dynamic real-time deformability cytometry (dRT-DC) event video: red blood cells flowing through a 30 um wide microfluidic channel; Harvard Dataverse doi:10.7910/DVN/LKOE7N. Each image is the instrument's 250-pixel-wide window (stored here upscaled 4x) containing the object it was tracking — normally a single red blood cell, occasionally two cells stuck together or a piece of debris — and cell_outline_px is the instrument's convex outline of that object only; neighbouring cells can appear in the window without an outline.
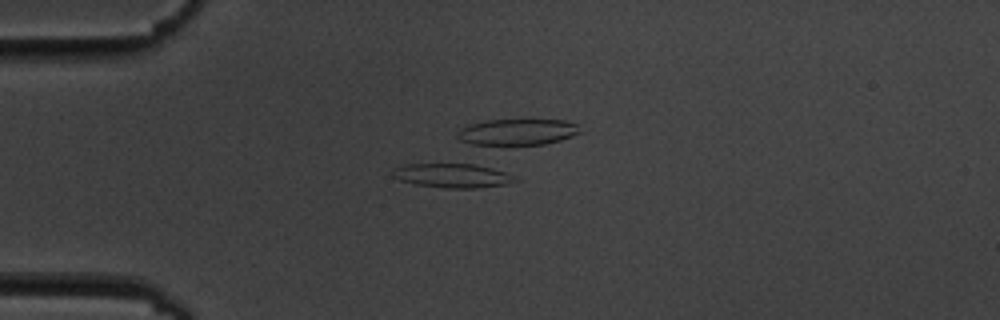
{"species": "common noctule bat (a hibernating species)", "species_latin": "Nyctalus noctula", "temperature_condition": "cold", "stored_images_in_passage": 14, "camera_frame_rate_fps": 3000, "um_per_image_px": 0.085, "animal": {"sex": "male", "body_mass_g": 19.5, "forearm_length_mm": 54.6}, "frame": {"image": 1, "passage_image": 3, "time_ms": 2.333, "image_size_px": [1000, 320], "cell_outline_px": [[512, 180], [504, 184], [476, 188], [448, 188], [416, 184], [400, 180], [392, 176], [392, 172], [396, 168], [404, 164], [476, 164], [492, 168], [504, 172], [512, 176]], "centroid_in_image_um": [38.37, 14.92], "position_along_channel_um": 46.6, "area_um2": 16.7}}
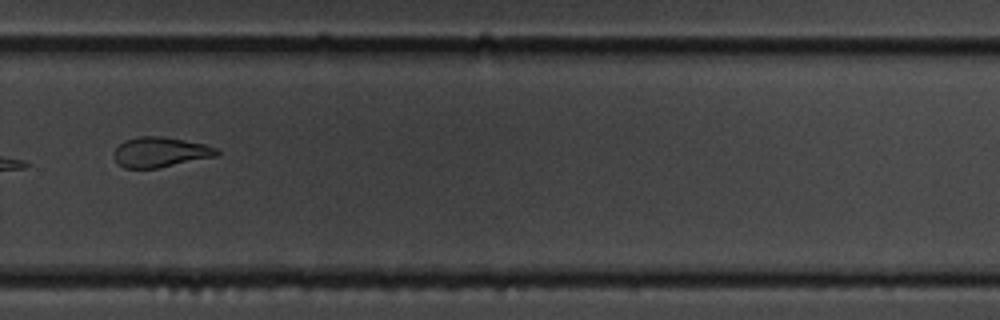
{"frame": {"image": 2, "passage_image": 10, "time_ms": 11.0, "image_size_px": [1000, 320], "cell_outline_px": [[220, 152], [216, 156], [156, 168], [124, 168], [116, 160], [116, 148], [124, 140], [140, 136], [164, 136], [204, 144], [216, 148]], "centroid_in_image_um": [13.64, 12.92], "position_along_channel_um": 316.2, "area_um2": 17.69}}
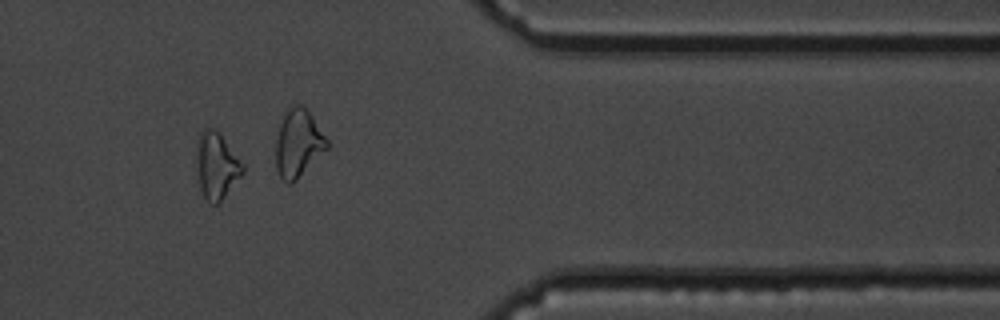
{"frame": {"image": 3, "passage_image": 12, "time_ms": 13.333, "image_size_px": [1000, 320], "cell_outline_px": [[244, 172], [220, 204], [212, 204], [204, 196], [200, 188], [196, 172], [196, 156], [200, 132], [204, 128], [212, 128], [220, 132], [244, 164]], "centroid_in_image_um": [18.42, 14.09], "position_along_channel_um": 393.0, "area_um2": 18.21}, "authors_computed_cell_mechanics": {"area_um2": 17.918, "velocity_mm_per_s": 3.5218, "shape_relaxation_time_tau1_ms": null, "shape_relaxation_time_tau2_ms": 3.9502, "deformation_change_tau1": null, "deformation_change_tau2": 0.1094}}